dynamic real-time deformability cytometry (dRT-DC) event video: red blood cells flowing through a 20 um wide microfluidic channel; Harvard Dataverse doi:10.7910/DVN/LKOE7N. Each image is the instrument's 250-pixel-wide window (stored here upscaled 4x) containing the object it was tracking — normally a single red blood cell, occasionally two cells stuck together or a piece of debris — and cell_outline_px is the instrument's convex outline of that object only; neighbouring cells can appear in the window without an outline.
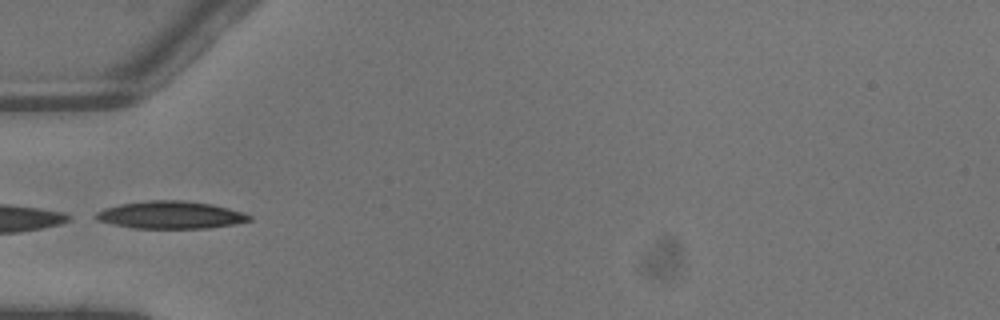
{"species": "common noctule bat (a hibernating species)", "species_latin": "Nyctalus noctula", "temperature_condition": "warm", "stored_images_in_passage": 5, "camera_frame_rate_fps": 3000, "um_per_image_px": 0.085, "animal": {"sex": "male", "body_mass_g": 13.3}, "frame": {"image": 1, "passage_image": 5, "time_ms": 1.333, "image_size_px": [1000, 320], "cell_outline_px": [[252, 220], [232, 224], [208, 228], [132, 228], [112, 224], [96, 220], [88, 216], [104, 208], [120, 204], [148, 200], [184, 200], [212, 204], [244, 212], [252, 216]], "centroid_in_image_um": [14.44, 18.26], "position_along_channel_um": 70.6, "area_um2": 24.85}}